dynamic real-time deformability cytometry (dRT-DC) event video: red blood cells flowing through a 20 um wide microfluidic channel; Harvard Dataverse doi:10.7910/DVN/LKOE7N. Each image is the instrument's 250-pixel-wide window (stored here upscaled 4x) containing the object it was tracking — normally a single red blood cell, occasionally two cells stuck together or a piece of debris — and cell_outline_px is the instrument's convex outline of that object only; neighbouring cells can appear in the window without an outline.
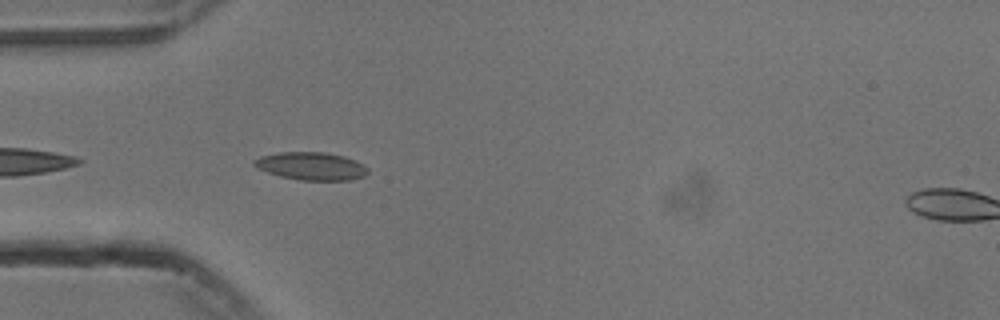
{"species": "common noctule bat (a hibernating species)", "species_latin": "Nyctalus noctula", "temperature_condition": "cold", "stored_images_in_passage": 23, "camera_frame_rate_fps": 3000, "um_per_image_px": 0.085, "animal": {"sex": "male", "body_mass_g": 13.3}, "frame": {"image": 1, "passage_image": 3, "time_ms": 0.667, "image_size_px": [1000, 320], "cell_outline_px": [[368, 172], [364, 176], [352, 180], [300, 180], [280, 176], [256, 168], [252, 164], [252, 160], [260, 156], [280, 152], [324, 152], [344, 156], [356, 160], [364, 164], [368, 168]], "centroid_in_image_um": [26.45, 14.11], "position_along_channel_um": 58.5, "area_um2": 18.61}}
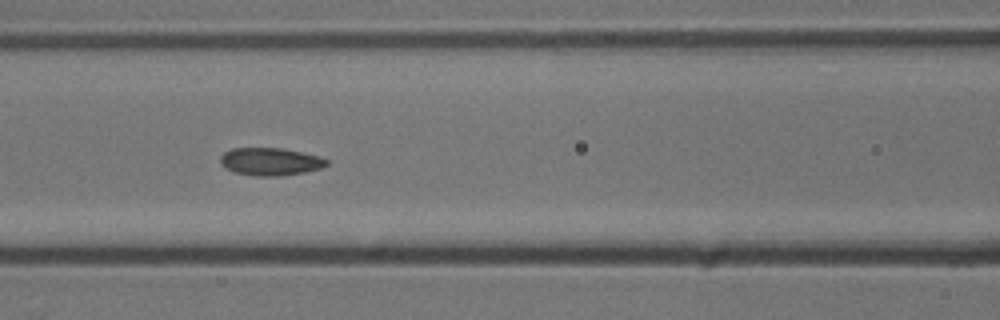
{"frame": {"image": 2, "passage_image": 10, "time_ms": 3.0, "image_size_px": [1000, 320], "cell_outline_px": [[328, 164], [320, 168], [304, 172], [280, 176], [256, 176], [236, 172], [220, 164], [220, 156], [224, 152], [232, 148], [284, 148], [320, 156], [328, 160]], "centroid_in_image_um": [22.99, 13.72], "position_along_channel_um": 143.6, "area_um2": 17.11}}
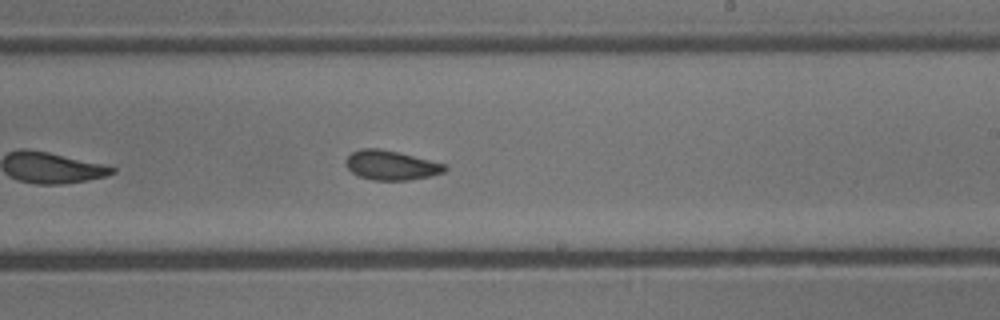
{"frame": {"image": 3, "passage_image": 19, "time_ms": 6.0, "image_size_px": [1000, 320], "cell_outline_px": [[448, 168], [444, 172], [432, 176], [408, 180], [372, 180], [360, 176], [352, 172], [348, 168], [344, 160], [352, 152], [360, 148], [376, 148], [396, 152], [444, 164]], "centroid_in_image_um": [33.22, 14.05], "position_along_channel_um": 255.8, "area_um2": 16.76}}